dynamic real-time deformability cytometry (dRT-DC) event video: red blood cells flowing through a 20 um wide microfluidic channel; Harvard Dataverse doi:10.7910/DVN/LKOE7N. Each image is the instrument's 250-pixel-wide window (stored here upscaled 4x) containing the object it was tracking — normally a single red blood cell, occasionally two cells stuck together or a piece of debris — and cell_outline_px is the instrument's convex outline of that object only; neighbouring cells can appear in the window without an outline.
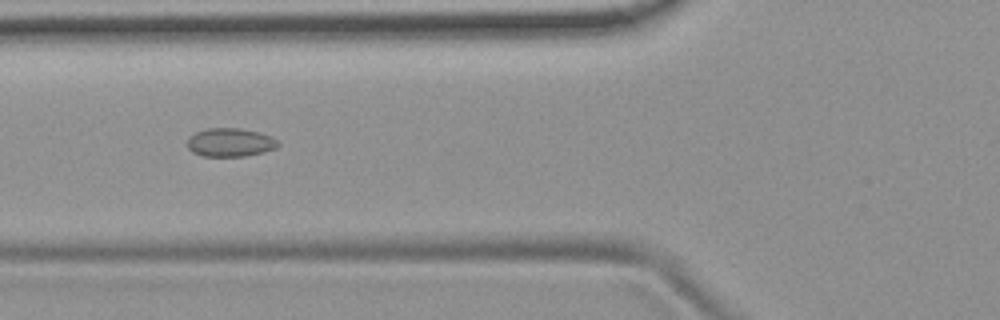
{"species": "common noctule bat (a hibernating species)", "species_latin": "Nyctalus noctula", "temperature_condition": "room temperature", "stored_images_in_passage": 10, "camera_frame_rate_fps": 3000, "um_per_image_px": 0.085, "animal": {"sex": "female", "body_mass_g": 19.9}, "frame": {"image": 1, "passage_image": 6, "time_ms": 5.667, "image_size_px": [1000, 320], "cell_outline_px": [[280, 144], [276, 148], [264, 152], [244, 156], [204, 156], [192, 152], [188, 148], [188, 136], [196, 132], [208, 128], [240, 128], [260, 132], [272, 136]], "centroid_in_image_um": [19.58, 12.1], "position_along_channel_um": 106.2, "area_um2": 15.14}}
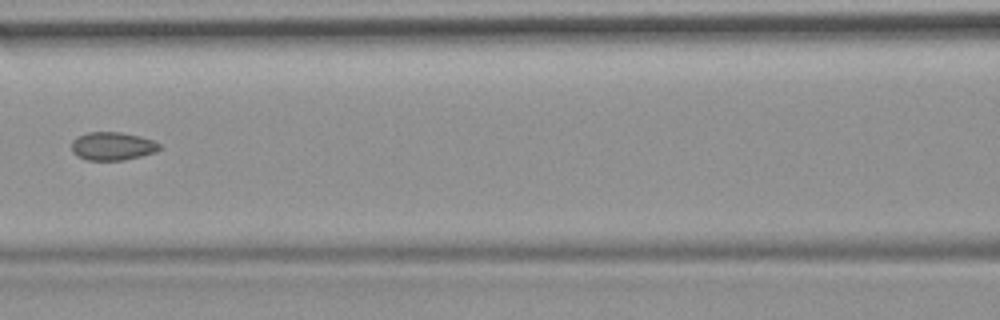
{"frame": {"image": 2, "passage_image": 7, "time_ms": 7.0, "image_size_px": [1000, 320], "cell_outline_px": [[160, 148], [156, 152], [124, 160], [88, 160], [76, 156], [72, 152], [72, 140], [88, 132], [120, 132], [140, 136], [152, 140], [160, 144]], "centroid_in_image_um": [9.55, 12.43], "position_along_channel_um": 157.0, "area_um2": 14.39}}